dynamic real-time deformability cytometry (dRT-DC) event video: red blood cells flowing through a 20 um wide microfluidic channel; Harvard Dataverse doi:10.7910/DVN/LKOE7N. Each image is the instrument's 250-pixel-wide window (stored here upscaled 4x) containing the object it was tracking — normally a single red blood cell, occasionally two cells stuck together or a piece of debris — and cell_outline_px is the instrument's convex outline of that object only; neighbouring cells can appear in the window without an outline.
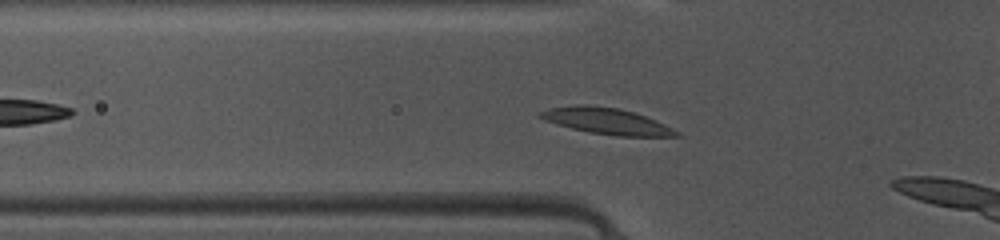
{"species": "common noctule bat (a hibernating species)", "species_latin": "Nyctalus noctula", "temperature_condition": "warm", "stored_images_in_passage": 16, "camera_frame_rate_fps": 3000, "um_per_image_px": 0.085, "animal": {"sex": "female", "body_mass_g": 10.0, "forearm_length_mm": 53.1}, "frame": {"image": 1, "passage_image": 5, "time_ms": 1.333, "image_size_px": [1000, 240], "cell_outline_px": [[684, 136], [616, 136], [588, 132], [572, 128], [544, 120], [536, 116], [540, 112], [548, 108], [580, 104], [588, 104], [616, 108], [632, 112], [656, 120], [680, 132]], "centroid_in_image_um": [51.55, 10.29], "position_along_channel_um": 74.3, "area_um2": 20.69}}
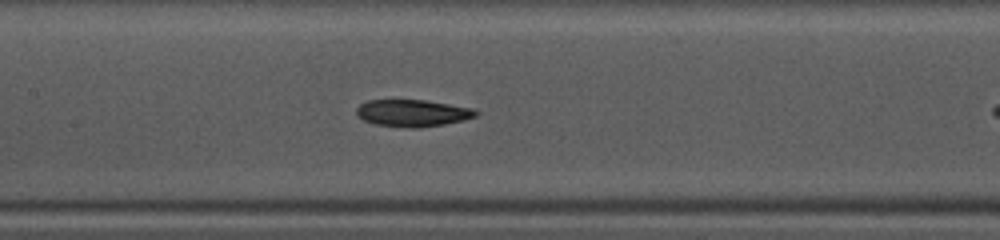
{"frame": {"image": 2, "passage_image": 12, "time_ms": 3.667, "image_size_px": [1000, 240], "cell_outline_px": [[480, 112], [476, 116], [464, 120], [444, 124], [420, 128], [408, 128], [376, 124], [364, 120], [356, 116], [356, 108], [360, 104], [368, 100], [424, 100], [472, 108]], "centroid_in_image_um": [35.06, 9.61], "position_along_channel_um": 172.3, "area_um2": 18.79}}